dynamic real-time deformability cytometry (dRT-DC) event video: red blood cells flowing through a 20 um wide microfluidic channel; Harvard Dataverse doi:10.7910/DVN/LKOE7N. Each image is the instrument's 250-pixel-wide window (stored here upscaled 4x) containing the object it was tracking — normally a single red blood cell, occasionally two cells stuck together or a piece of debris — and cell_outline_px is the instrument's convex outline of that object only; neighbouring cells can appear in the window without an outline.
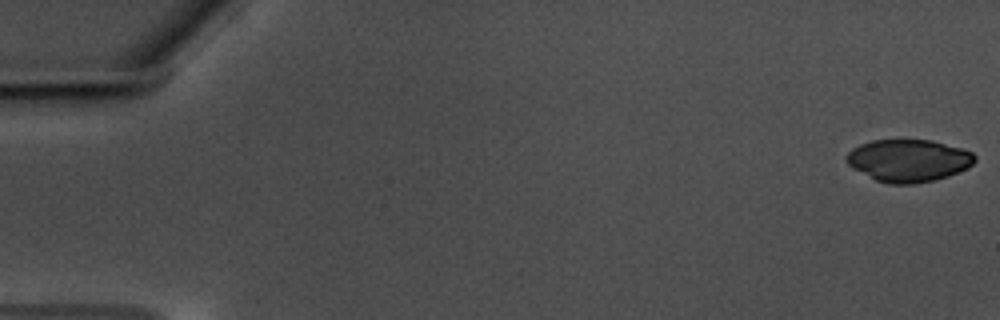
{"species": "common noctule bat (a hibernating species)", "species_latin": "Nyctalus noctula", "temperature_condition": "warm", "stored_images_in_passage": 58, "camera_frame_rate_fps": 3000, "um_per_image_px": 0.085, "animal": {"sex": "male", "body_mass_g": 17.5, "forearm_length_mm": 52.3}, "frame": {"image": 1, "passage_image": 1, "time_ms": 0.0, "image_size_px": [1000, 320], "cell_outline_px": [[976, 160], [968, 168], [948, 176], [932, 180], [912, 184], [888, 184], [876, 180], [852, 168], [844, 160], [844, 156], [852, 148], [860, 144], [872, 140], [932, 140], [964, 148], [972, 152], [976, 156]], "centroid_in_image_um": [77.21, 13.63], "position_along_channel_um": 7.8, "area_um2": 31.91}}